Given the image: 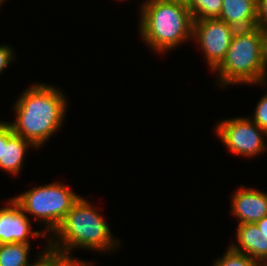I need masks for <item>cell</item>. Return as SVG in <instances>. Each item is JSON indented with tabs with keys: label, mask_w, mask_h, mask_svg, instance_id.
Instances as JSON below:
<instances>
[{
	"label": "cell",
	"mask_w": 267,
	"mask_h": 266,
	"mask_svg": "<svg viewBox=\"0 0 267 266\" xmlns=\"http://www.w3.org/2000/svg\"><path fill=\"white\" fill-rule=\"evenodd\" d=\"M67 100L60 88L35 83L19 95L14 105L16 119L7 123L16 135L39 149L61 128Z\"/></svg>",
	"instance_id": "cell-1"
},
{
	"label": "cell",
	"mask_w": 267,
	"mask_h": 266,
	"mask_svg": "<svg viewBox=\"0 0 267 266\" xmlns=\"http://www.w3.org/2000/svg\"><path fill=\"white\" fill-rule=\"evenodd\" d=\"M111 229L104 217L87 199L80 197L67 212L59 226L46 241L47 245L71 258L78 266H92L93 263L73 258V248L102 251L115 250L121 245L119 239H113Z\"/></svg>",
	"instance_id": "cell-2"
},
{
	"label": "cell",
	"mask_w": 267,
	"mask_h": 266,
	"mask_svg": "<svg viewBox=\"0 0 267 266\" xmlns=\"http://www.w3.org/2000/svg\"><path fill=\"white\" fill-rule=\"evenodd\" d=\"M139 33L157 53L173 50L192 40L193 17L187 5L161 0H145L140 7Z\"/></svg>",
	"instance_id": "cell-3"
},
{
	"label": "cell",
	"mask_w": 267,
	"mask_h": 266,
	"mask_svg": "<svg viewBox=\"0 0 267 266\" xmlns=\"http://www.w3.org/2000/svg\"><path fill=\"white\" fill-rule=\"evenodd\" d=\"M221 87L235 84H267L262 56L261 28L237 30L225 59L214 70Z\"/></svg>",
	"instance_id": "cell-4"
},
{
	"label": "cell",
	"mask_w": 267,
	"mask_h": 266,
	"mask_svg": "<svg viewBox=\"0 0 267 266\" xmlns=\"http://www.w3.org/2000/svg\"><path fill=\"white\" fill-rule=\"evenodd\" d=\"M81 196L60 182L32 188L12 199L28 216L34 215L36 220L45 224V235L53 233L67 212ZM48 232V234H47Z\"/></svg>",
	"instance_id": "cell-5"
},
{
	"label": "cell",
	"mask_w": 267,
	"mask_h": 266,
	"mask_svg": "<svg viewBox=\"0 0 267 266\" xmlns=\"http://www.w3.org/2000/svg\"><path fill=\"white\" fill-rule=\"evenodd\" d=\"M215 133L235 155L254 157L267 149L264 138L267 133L248 117L222 120L217 123Z\"/></svg>",
	"instance_id": "cell-6"
},
{
	"label": "cell",
	"mask_w": 267,
	"mask_h": 266,
	"mask_svg": "<svg viewBox=\"0 0 267 266\" xmlns=\"http://www.w3.org/2000/svg\"><path fill=\"white\" fill-rule=\"evenodd\" d=\"M236 31L218 18L193 21L192 40L201 47L212 73L225 59Z\"/></svg>",
	"instance_id": "cell-7"
},
{
	"label": "cell",
	"mask_w": 267,
	"mask_h": 266,
	"mask_svg": "<svg viewBox=\"0 0 267 266\" xmlns=\"http://www.w3.org/2000/svg\"><path fill=\"white\" fill-rule=\"evenodd\" d=\"M6 204V207L0 209V240L4 244L13 242L31 244L30 235L33 238L48 237L39 230L32 231L30 218L13 199H9Z\"/></svg>",
	"instance_id": "cell-8"
},
{
	"label": "cell",
	"mask_w": 267,
	"mask_h": 266,
	"mask_svg": "<svg viewBox=\"0 0 267 266\" xmlns=\"http://www.w3.org/2000/svg\"><path fill=\"white\" fill-rule=\"evenodd\" d=\"M234 192L231 213L241 223H256L267 215V193L243 185Z\"/></svg>",
	"instance_id": "cell-9"
},
{
	"label": "cell",
	"mask_w": 267,
	"mask_h": 266,
	"mask_svg": "<svg viewBox=\"0 0 267 266\" xmlns=\"http://www.w3.org/2000/svg\"><path fill=\"white\" fill-rule=\"evenodd\" d=\"M35 147L22 136L16 135L12 127L3 122V152L0 159V169L11 175H18L22 169L28 148Z\"/></svg>",
	"instance_id": "cell-10"
},
{
	"label": "cell",
	"mask_w": 267,
	"mask_h": 266,
	"mask_svg": "<svg viewBox=\"0 0 267 266\" xmlns=\"http://www.w3.org/2000/svg\"><path fill=\"white\" fill-rule=\"evenodd\" d=\"M236 240L238 243H231L230 247L239 253H244L257 260L262 265L267 263V239L255 223H241L236 228Z\"/></svg>",
	"instance_id": "cell-11"
},
{
	"label": "cell",
	"mask_w": 267,
	"mask_h": 266,
	"mask_svg": "<svg viewBox=\"0 0 267 266\" xmlns=\"http://www.w3.org/2000/svg\"><path fill=\"white\" fill-rule=\"evenodd\" d=\"M236 30L257 27V0H222L219 18Z\"/></svg>",
	"instance_id": "cell-12"
},
{
	"label": "cell",
	"mask_w": 267,
	"mask_h": 266,
	"mask_svg": "<svg viewBox=\"0 0 267 266\" xmlns=\"http://www.w3.org/2000/svg\"><path fill=\"white\" fill-rule=\"evenodd\" d=\"M30 244L5 243L0 249V266H27Z\"/></svg>",
	"instance_id": "cell-13"
},
{
	"label": "cell",
	"mask_w": 267,
	"mask_h": 266,
	"mask_svg": "<svg viewBox=\"0 0 267 266\" xmlns=\"http://www.w3.org/2000/svg\"><path fill=\"white\" fill-rule=\"evenodd\" d=\"M186 5L193 20L219 18L222 10V0H188Z\"/></svg>",
	"instance_id": "cell-14"
},
{
	"label": "cell",
	"mask_w": 267,
	"mask_h": 266,
	"mask_svg": "<svg viewBox=\"0 0 267 266\" xmlns=\"http://www.w3.org/2000/svg\"><path fill=\"white\" fill-rule=\"evenodd\" d=\"M43 252L36 255V261L27 266H78L71 258L67 257L64 253L55 250L48 245L45 246Z\"/></svg>",
	"instance_id": "cell-15"
},
{
	"label": "cell",
	"mask_w": 267,
	"mask_h": 266,
	"mask_svg": "<svg viewBox=\"0 0 267 266\" xmlns=\"http://www.w3.org/2000/svg\"><path fill=\"white\" fill-rule=\"evenodd\" d=\"M213 266H263L257 260L244 253L234 251L230 246L222 257L216 259Z\"/></svg>",
	"instance_id": "cell-16"
},
{
	"label": "cell",
	"mask_w": 267,
	"mask_h": 266,
	"mask_svg": "<svg viewBox=\"0 0 267 266\" xmlns=\"http://www.w3.org/2000/svg\"><path fill=\"white\" fill-rule=\"evenodd\" d=\"M252 121L267 133V93L257 103Z\"/></svg>",
	"instance_id": "cell-17"
},
{
	"label": "cell",
	"mask_w": 267,
	"mask_h": 266,
	"mask_svg": "<svg viewBox=\"0 0 267 266\" xmlns=\"http://www.w3.org/2000/svg\"><path fill=\"white\" fill-rule=\"evenodd\" d=\"M11 46L3 44L0 46V74L8 67L11 61H14L15 52L12 51ZM14 54V55H13Z\"/></svg>",
	"instance_id": "cell-18"
},
{
	"label": "cell",
	"mask_w": 267,
	"mask_h": 266,
	"mask_svg": "<svg viewBox=\"0 0 267 266\" xmlns=\"http://www.w3.org/2000/svg\"><path fill=\"white\" fill-rule=\"evenodd\" d=\"M267 26V0H257V27Z\"/></svg>",
	"instance_id": "cell-19"
},
{
	"label": "cell",
	"mask_w": 267,
	"mask_h": 266,
	"mask_svg": "<svg viewBox=\"0 0 267 266\" xmlns=\"http://www.w3.org/2000/svg\"><path fill=\"white\" fill-rule=\"evenodd\" d=\"M262 36V56L264 62V68L267 71V26L261 28Z\"/></svg>",
	"instance_id": "cell-20"
},
{
	"label": "cell",
	"mask_w": 267,
	"mask_h": 266,
	"mask_svg": "<svg viewBox=\"0 0 267 266\" xmlns=\"http://www.w3.org/2000/svg\"><path fill=\"white\" fill-rule=\"evenodd\" d=\"M257 227L261 230L262 236L267 239V215L261 218L258 222L255 223Z\"/></svg>",
	"instance_id": "cell-21"
},
{
	"label": "cell",
	"mask_w": 267,
	"mask_h": 266,
	"mask_svg": "<svg viewBox=\"0 0 267 266\" xmlns=\"http://www.w3.org/2000/svg\"><path fill=\"white\" fill-rule=\"evenodd\" d=\"M3 152V121H0V159H2Z\"/></svg>",
	"instance_id": "cell-22"
},
{
	"label": "cell",
	"mask_w": 267,
	"mask_h": 266,
	"mask_svg": "<svg viewBox=\"0 0 267 266\" xmlns=\"http://www.w3.org/2000/svg\"><path fill=\"white\" fill-rule=\"evenodd\" d=\"M161 1H166V2H177V3H182V4H187L188 0H161Z\"/></svg>",
	"instance_id": "cell-23"
},
{
	"label": "cell",
	"mask_w": 267,
	"mask_h": 266,
	"mask_svg": "<svg viewBox=\"0 0 267 266\" xmlns=\"http://www.w3.org/2000/svg\"><path fill=\"white\" fill-rule=\"evenodd\" d=\"M3 244L4 243L0 240V249L2 248Z\"/></svg>",
	"instance_id": "cell-24"
}]
</instances>
